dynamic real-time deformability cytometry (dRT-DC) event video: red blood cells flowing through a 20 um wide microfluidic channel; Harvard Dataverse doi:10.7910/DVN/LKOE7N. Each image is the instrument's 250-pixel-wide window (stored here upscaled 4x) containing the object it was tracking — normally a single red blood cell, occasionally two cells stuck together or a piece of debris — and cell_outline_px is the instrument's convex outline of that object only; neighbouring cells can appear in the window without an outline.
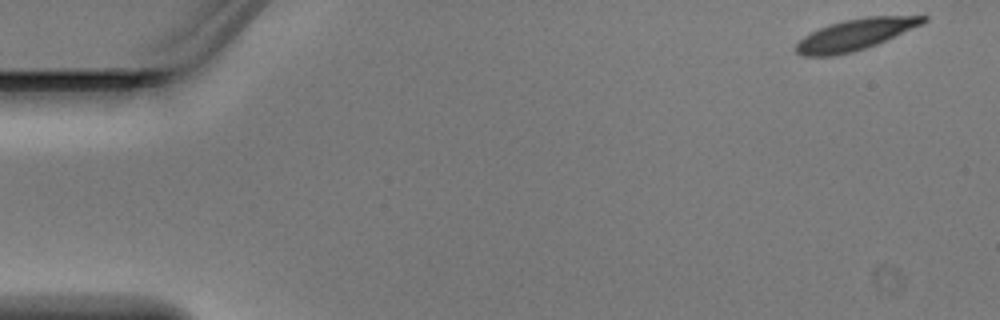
{"species": "Egyptian fruit bat (a non-hibernating species)", "species_latin": "Rousettus aegyptiacus", "temperature_condition": "warm", "stored_images_in_passage": 4, "camera_frame_rate_fps": 3000, "um_per_image_px": 0.085, "animal": {"sex": "male"}, "frame": {"image": 1, "passage_image": 1, "time_ms": 0.0, "image_size_px": [1000, 320], "cell_outline_px": [[928, 20], [924, 24], [876, 44], [852, 52], [832, 56], [800, 56], [792, 48], [804, 36], [828, 24], [844, 20], [868, 16], [928, 16]], "centroid_in_image_um": [72.68, 2.94], "position_along_channel_um": 12.3, "area_um2": 23.06}}
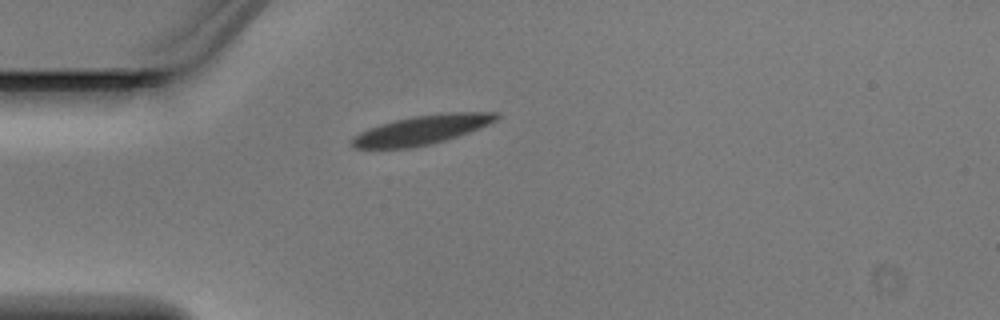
{"frame": {"image": 2, "passage_image": 4, "time_ms": 1.0, "image_size_px": [1000, 320], "cell_outline_px": [[500, 116], [496, 120], [488, 124], [468, 132], [444, 140], [412, 148], [352, 148], [348, 144], [348, 140], [360, 132], [368, 128], [380, 124], [412, 116], [444, 112], [500, 112]], "centroid_in_image_um": [35.79, 11.03], "position_along_channel_um": 49.2, "area_um2": 24.57}}